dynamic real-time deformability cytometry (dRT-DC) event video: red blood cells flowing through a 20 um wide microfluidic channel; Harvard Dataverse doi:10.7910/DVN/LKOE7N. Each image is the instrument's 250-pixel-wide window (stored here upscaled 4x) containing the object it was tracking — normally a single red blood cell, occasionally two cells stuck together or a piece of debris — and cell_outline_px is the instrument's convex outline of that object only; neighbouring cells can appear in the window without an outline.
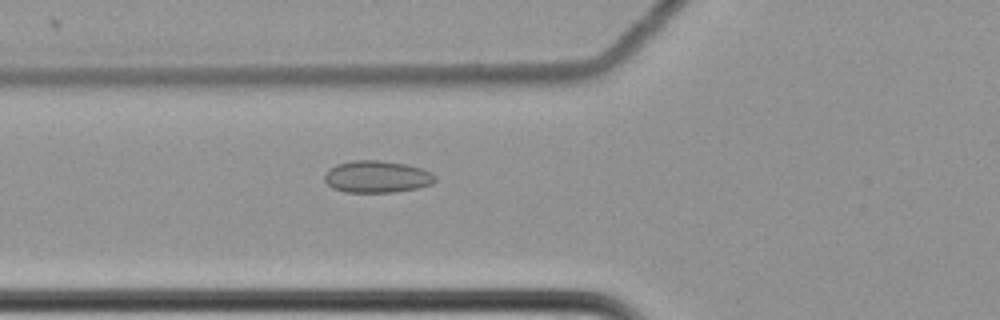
{"species": "common noctule bat (a hibernating species)", "species_latin": "Nyctalus noctula", "temperature_condition": "cold", "stored_images_in_passage": 57, "camera_frame_rate_fps": 3000, "um_per_image_px": 0.085, "animal": {"sex": "female", "body_mass_g": 22.7, "forearm_length_mm": 54.2}, "frame": {"image": 1, "passage_image": 20, "time_ms": 6.333, "image_size_px": [1000, 320], "cell_outline_px": [[436, 180], [432, 184], [416, 188], [392, 192], [344, 192], [332, 188], [324, 180], [324, 176], [336, 164], [352, 160], [380, 160], [404, 164], [420, 168], [432, 172], [436, 176]], "centroid_in_image_um": [32.04, 15.02], "position_along_channel_um": 93.8, "area_um2": 20.52}}
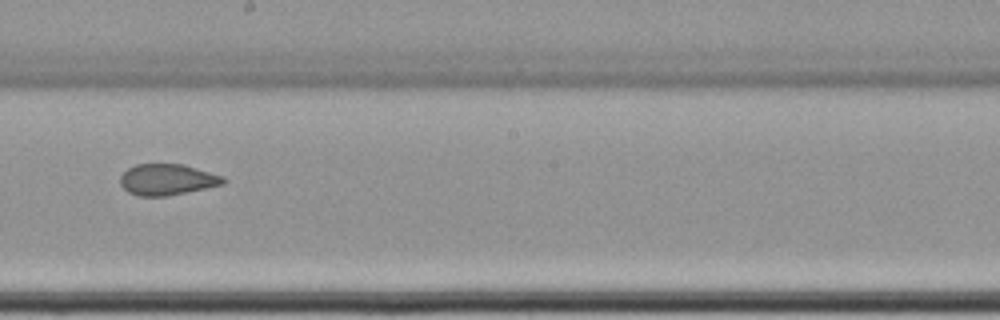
{"frame": {"image": 2, "passage_image": 32, "time_ms": 10.333, "image_size_px": [1000, 320], "cell_outline_px": [[228, 180], [224, 184], [168, 196], [136, 196], [128, 192], [120, 184], [120, 176], [128, 168], [136, 164], [184, 164], [224, 176]], "centroid_in_image_um": [14.23, 15.26], "position_along_channel_um": 234.0, "area_um2": 18.84}}
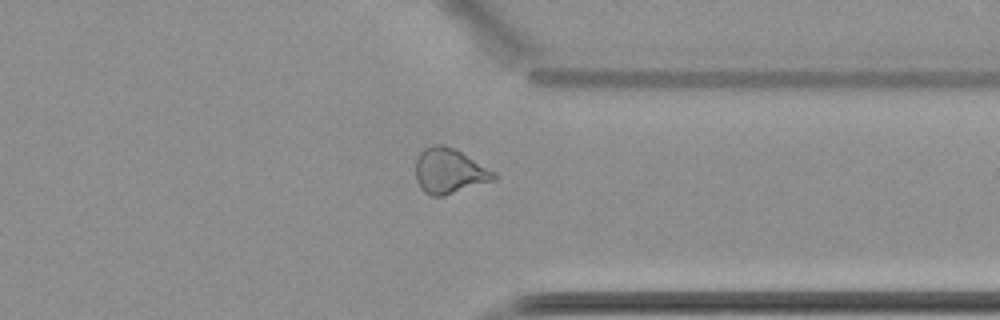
{"frame": {"image": 3, "passage_image": 44, "time_ms": 14.333, "image_size_px": [1000, 320], "cell_outline_px": [[496, 180], [444, 196], [432, 196], [424, 192], [420, 188], [416, 180], [416, 160], [420, 152], [424, 148], [432, 144], [444, 144], [460, 152], [496, 172]], "centroid_in_image_um": [38.18, 14.55], "position_along_channel_um": 373.2, "area_um2": 20.63}, "authors_computed_cell_mechanics": {"area_um2": 20.9814, "velocity_mm_per_s": 3.5025, "shape_relaxation_time_tau1_ms": null, "shape_relaxation_time_tau2_ms": 2.2508, "deformation_change_tau1": null, "deformation_change_tau2": 0.0638}}